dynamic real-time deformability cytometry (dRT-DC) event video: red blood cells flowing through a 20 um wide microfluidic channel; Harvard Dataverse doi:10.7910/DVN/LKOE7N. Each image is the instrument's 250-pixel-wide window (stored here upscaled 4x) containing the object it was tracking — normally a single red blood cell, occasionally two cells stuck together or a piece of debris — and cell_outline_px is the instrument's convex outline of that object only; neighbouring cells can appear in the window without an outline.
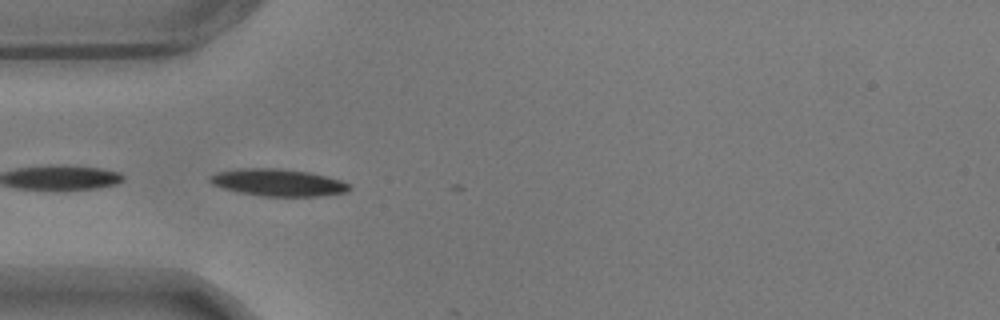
{"species": "common noctule bat (a hibernating species)", "species_latin": "Nyctalus noctula", "temperature_condition": "warm", "stored_images_in_passage": 3, "camera_frame_rate_fps": 3000, "um_per_image_px": 0.085, "animal": {"sex": "male", "body_mass_g": 17.9}, "frame": {"image": 1, "passage_image": 1, "time_ms": 0.0, "image_size_px": [1000, 320], "cell_outline_px": [[352, 188], [348, 192], [316, 196], [264, 196], [240, 192], [224, 188], [212, 184], [208, 180], [208, 176], [216, 172], [244, 168], [276, 168], [308, 172], [340, 180], [348, 184]], "centroid_in_image_um": [23.61, 15.51], "position_along_channel_um": 61.4, "area_um2": 21.79}}